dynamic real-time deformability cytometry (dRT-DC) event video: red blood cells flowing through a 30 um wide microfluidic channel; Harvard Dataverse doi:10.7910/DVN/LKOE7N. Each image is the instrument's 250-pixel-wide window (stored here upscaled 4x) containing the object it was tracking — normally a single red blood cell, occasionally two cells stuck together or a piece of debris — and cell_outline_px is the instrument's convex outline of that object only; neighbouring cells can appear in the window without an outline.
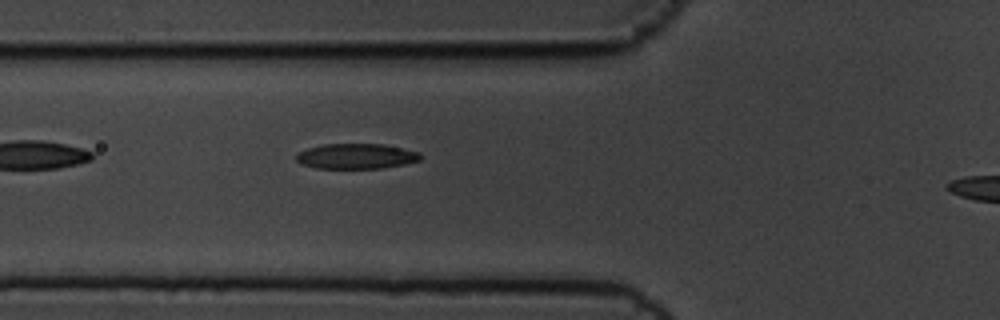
{"species": "common noctule bat (a hibernating species)", "species_latin": "Nyctalus noctula", "temperature_condition": "cold", "stored_images_in_passage": 32, "camera_frame_rate_fps": 3000, "um_per_image_px": 0.085, "animal": {"sex": "male", "body_mass_g": 19.5, "forearm_length_mm": 54.6}, "frame": {"image": 1, "passage_image": 3, "time_ms": 0.667, "image_size_px": [1000, 320], "cell_outline_px": [[424, 156], [420, 160], [404, 164], [380, 168], [316, 168], [304, 164], [296, 160], [296, 156], [300, 152], [308, 148], [324, 144], [384, 144], [404, 148], [420, 152]], "centroid_in_image_um": [30.35, 13.27], "position_along_channel_um": 95.5, "area_um2": 18.21}}
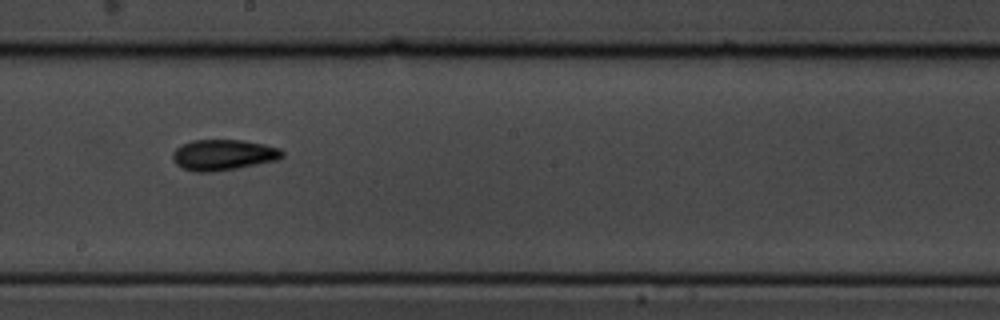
{"frame": {"image": 2, "passage_image": 14, "time_ms": 4.333, "image_size_px": [1000, 320], "cell_outline_px": [[284, 156], [280, 160], [236, 168], [212, 172], [196, 172], [184, 168], [176, 164], [172, 160], [172, 152], [180, 144], [192, 140], [244, 140], [264, 144], [280, 148], [284, 152]], "centroid_in_image_um": [18.99, 13.16], "position_along_channel_um": 229.2, "area_um2": 19.88}}
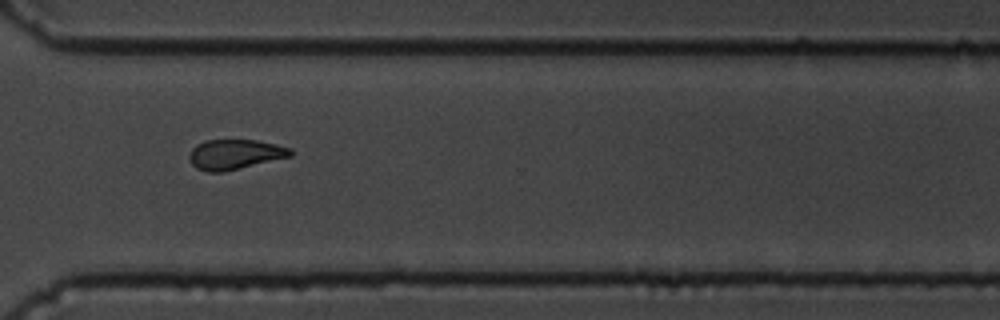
{"frame": {"image": 3, "passage_image": 24, "time_ms": 7.667, "image_size_px": [1000, 320], "cell_outline_px": [[292, 156], [224, 172], [208, 172], [196, 168], [192, 164], [188, 156], [192, 148], [196, 144], [204, 140], [256, 140], [276, 144], [292, 148]], "centroid_in_image_um": [19.96, 13.12], "position_along_channel_um": 350.6, "area_um2": 17.8}}